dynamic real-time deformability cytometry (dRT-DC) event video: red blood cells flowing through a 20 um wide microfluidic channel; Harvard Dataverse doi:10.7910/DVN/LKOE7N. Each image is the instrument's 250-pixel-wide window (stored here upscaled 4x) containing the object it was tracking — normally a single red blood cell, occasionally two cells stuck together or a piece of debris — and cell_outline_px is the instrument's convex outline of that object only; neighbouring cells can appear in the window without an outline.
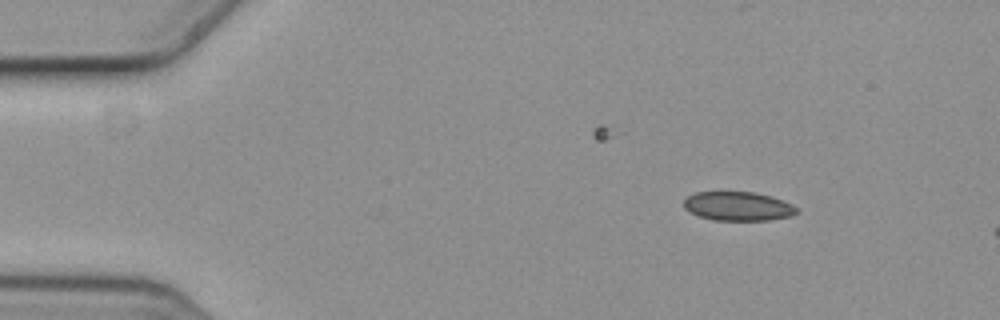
{"species": "common noctule bat (a hibernating species)", "species_latin": "Nyctalus noctula", "temperature_condition": "cold", "stored_images_in_passage": 3, "camera_frame_rate_fps": 3000, "um_per_image_px": 0.085, "animal": {"sex": "female", "body_mass_g": 19.3, "forearm_length_mm": 54.1}, "frame": {"image": 1, "passage_image": 3, "time_ms": 0.667, "image_size_px": [1000, 320], "cell_outline_px": [[796, 212], [792, 216], [768, 220], [712, 220], [688, 212], [684, 208], [684, 200], [688, 196], [696, 192], [752, 192], [772, 196], [784, 200], [792, 204], [796, 208]], "centroid_in_image_um": [62.72, 17.53], "position_along_channel_um": 22.3, "area_um2": 19.07}}